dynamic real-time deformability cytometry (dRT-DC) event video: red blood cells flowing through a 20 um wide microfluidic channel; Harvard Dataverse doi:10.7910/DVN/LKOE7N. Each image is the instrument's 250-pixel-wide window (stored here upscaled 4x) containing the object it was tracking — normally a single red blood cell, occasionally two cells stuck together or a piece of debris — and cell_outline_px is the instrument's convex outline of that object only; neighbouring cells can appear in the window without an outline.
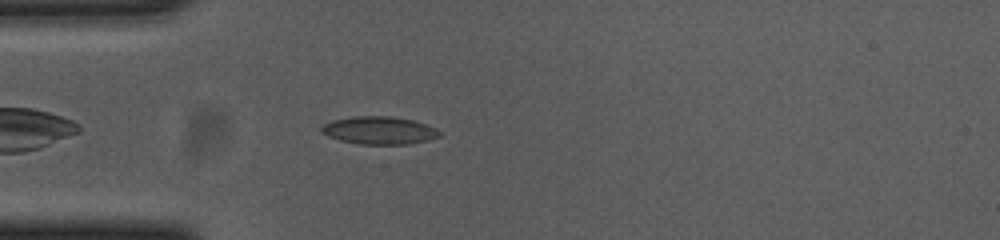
{"species": "common noctule bat (a hibernating species)", "species_latin": "Nyctalus noctula", "temperature_condition": "cold", "stored_images_in_passage": 44, "camera_frame_rate_fps": 3000, "um_per_image_px": 0.085, "animal": {"sex": "female", "body_mass_g": 23.0, "forearm_length_mm": 53.4}, "frame": {"image": 1, "passage_image": 5, "time_ms": 1.333, "image_size_px": [1000, 240], "cell_outline_px": [[440, 136], [428, 140], [408, 144], [360, 144], [340, 140], [328, 136], [320, 132], [320, 128], [324, 124], [332, 120], [356, 116], [392, 116], [412, 120], [436, 128], [440, 132]], "centroid_in_image_um": [32.21, 11.08], "position_along_channel_um": 52.8, "area_um2": 19.02}}
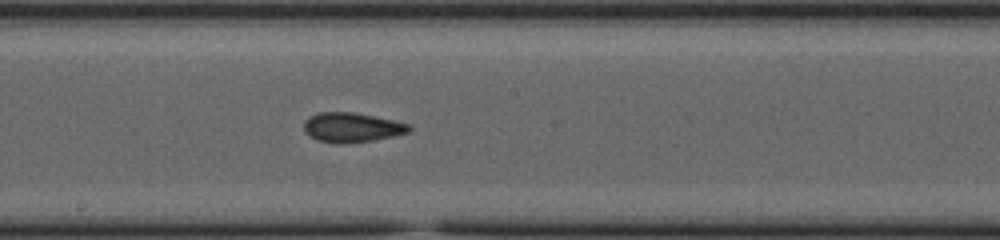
{"frame": {"image": 2, "passage_image": 19, "time_ms": 6.0, "image_size_px": [1000, 240], "cell_outline_px": [[412, 128], [408, 132], [392, 136], [372, 140], [344, 144], [340, 144], [316, 140], [308, 136], [304, 132], [304, 120], [308, 116], [316, 112], [352, 112], [412, 124]], "centroid_in_image_um": [29.85, 10.83], "position_along_channel_um": 218.4, "area_um2": 18.26}}
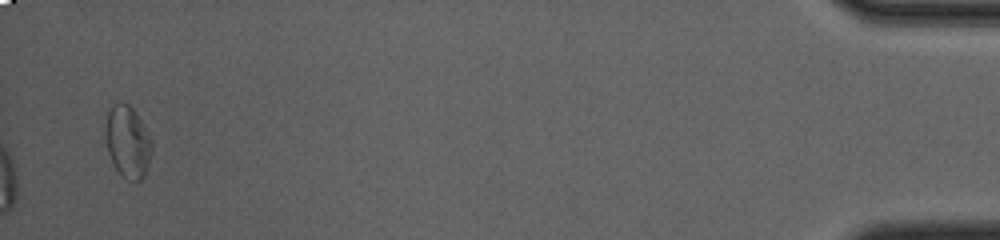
{"frame": {"image": 3, "passage_image": 43, "time_ms": 14.0, "image_size_px": [1000, 240], "cell_outline_px": [[152, 152], [144, 176], [140, 180], [128, 180], [116, 168], [108, 152], [104, 136], [104, 132], [108, 112], [112, 104], [128, 104], [136, 112], [144, 124], [152, 140]], "centroid_in_image_um": [10.86, 12.03], "position_along_channel_um": 424.3, "area_um2": 19.36}, "authors_computed_cell_mechanics": {"area_um2": 18.0047, "velocity_mm_per_s": 3.6904, "shape_relaxation_time_tau1_ms": 4.9137, "shape_relaxation_time_tau2_ms": 1.4703, "deformation_change_tau1": 0.1356, "deformation_change_tau2": 0.0792}}